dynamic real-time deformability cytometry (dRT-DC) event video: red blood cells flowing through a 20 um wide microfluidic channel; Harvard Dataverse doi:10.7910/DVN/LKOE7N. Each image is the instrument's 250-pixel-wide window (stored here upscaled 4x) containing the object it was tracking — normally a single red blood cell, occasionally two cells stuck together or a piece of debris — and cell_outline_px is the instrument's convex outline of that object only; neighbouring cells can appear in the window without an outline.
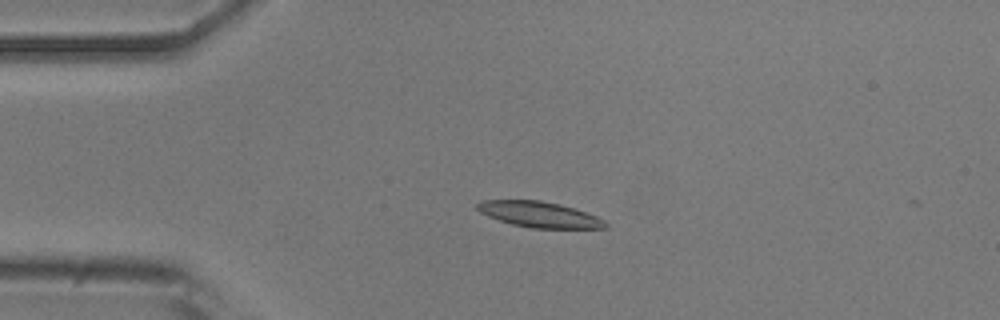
{"species": "common noctule bat (a hibernating species)", "species_latin": "Nyctalus noctula", "temperature_condition": "room temperature", "stored_images_in_passage": 7, "camera_frame_rate_fps": 3000, "um_per_image_px": 0.085, "animal": {"sex": "male", "body_mass_g": 20.5, "forearm_length_mm": 52.5}, "frame": {"image": 1, "passage_image": 4, "time_ms": 1.0, "image_size_px": [1000, 320], "cell_outline_px": [[608, 228], [532, 228], [512, 224], [488, 216], [480, 212], [476, 208], [476, 204], [484, 200], [540, 200], [560, 204], [596, 216], [604, 220], [608, 224]], "centroid_in_image_um": [45.84, 18.23], "position_along_channel_um": 39.2, "area_um2": 19.02}}
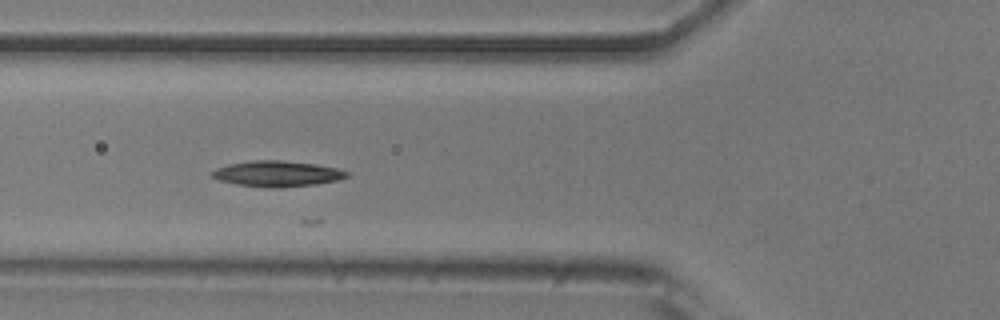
{"frame": {"image": 2, "passage_image": 6, "time_ms": 1.667, "image_size_px": [1000, 320], "cell_outline_px": [[348, 176], [340, 180], [316, 184], [280, 188], [272, 188], [236, 184], [220, 180], [212, 176], [212, 172], [216, 168], [228, 164], [252, 160], [284, 160], [316, 164], [336, 168], [348, 172]], "centroid_in_image_um": [23.58, 14.76], "position_along_channel_um": 102.2, "area_um2": 20.23}}